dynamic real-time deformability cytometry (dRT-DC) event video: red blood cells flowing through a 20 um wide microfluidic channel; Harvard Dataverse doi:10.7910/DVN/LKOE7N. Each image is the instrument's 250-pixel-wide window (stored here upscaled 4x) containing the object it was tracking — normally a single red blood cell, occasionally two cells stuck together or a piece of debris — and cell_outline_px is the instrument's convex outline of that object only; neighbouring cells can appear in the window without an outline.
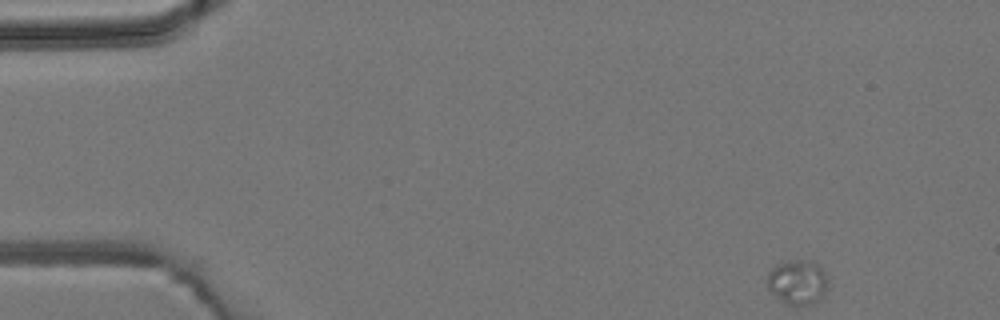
{"species": "common noctule bat (a hibernating species)", "species_latin": "Nyctalus noctula", "temperature_condition": "room temperature", "stored_images_in_passage": 3, "camera_frame_rate_fps": 3000, "um_per_image_px": 0.085, "animal": {"sex": "male", "body_mass_g": 19.2, "forearm_length_mm": 51.8}, "frame": {"image": 1, "passage_image": 1, "time_ms": 0.0, "image_size_px": [1000, 320], "cell_outline_px": [[828, 288], [820, 300], [812, 304], [784, 304], [768, 292], [768, 272], [772, 268], [784, 260], [812, 260], [824, 272], [828, 280]], "centroid_in_image_um": [67.78, 23.99], "position_along_channel_um": 17.2, "area_um2": 16.07}}
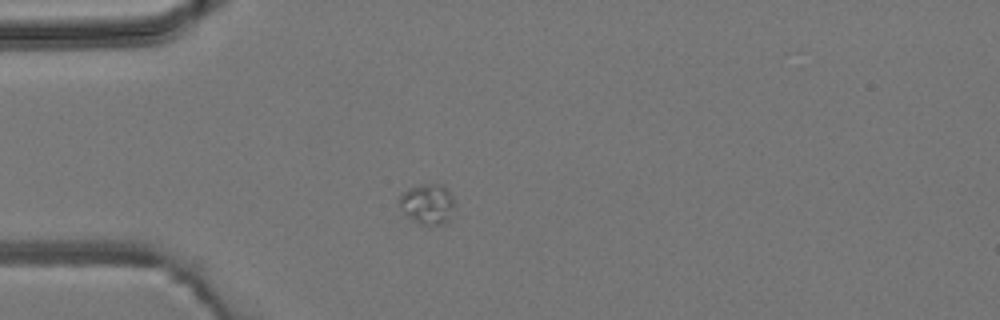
{"frame": {"image": 2, "passage_image": 3, "time_ms": 3.0, "image_size_px": [1000, 320], "cell_outline_px": [[452, 208], [448, 224], [416, 224], [404, 216], [400, 208], [400, 192], [408, 188], [420, 184], [444, 184], [452, 196]], "centroid_in_image_um": [36.28, 17.34], "position_along_channel_um": 48.7, "area_um2": 13.24}}